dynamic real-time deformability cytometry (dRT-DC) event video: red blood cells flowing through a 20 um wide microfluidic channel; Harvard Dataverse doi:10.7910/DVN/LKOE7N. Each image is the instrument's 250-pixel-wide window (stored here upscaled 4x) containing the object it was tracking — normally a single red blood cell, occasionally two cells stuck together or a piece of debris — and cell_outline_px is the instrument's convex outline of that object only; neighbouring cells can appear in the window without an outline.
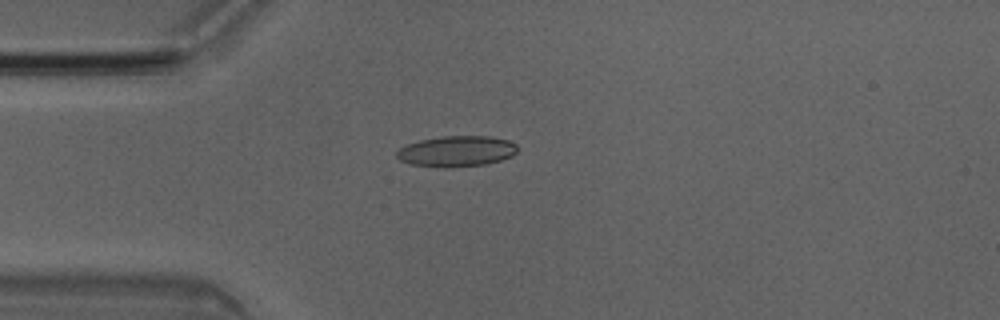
{"species": "Egyptian fruit bat (a non-hibernating species)", "species_latin": "Rousettus aegyptiacus", "temperature_condition": "room temperature", "stored_images_in_passage": 1, "camera_frame_rate_fps": 3000, "um_per_image_px": 0.085, "animal": {"sex": "male"}, "frame": {"image": 1, "passage_image": 1, "time_ms": 0.0, "image_size_px": [1000, 320], "cell_outline_px": [[516, 152], [512, 156], [500, 160], [484, 164], [444, 168], [412, 164], [400, 160], [396, 156], [396, 152], [400, 148], [408, 144], [420, 140], [440, 136], [488, 136], [508, 140], [516, 144]], "centroid_in_image_um": [38.8, 12.85], "position_along_channel_um": 46.2, "area_um2": 21.5}}